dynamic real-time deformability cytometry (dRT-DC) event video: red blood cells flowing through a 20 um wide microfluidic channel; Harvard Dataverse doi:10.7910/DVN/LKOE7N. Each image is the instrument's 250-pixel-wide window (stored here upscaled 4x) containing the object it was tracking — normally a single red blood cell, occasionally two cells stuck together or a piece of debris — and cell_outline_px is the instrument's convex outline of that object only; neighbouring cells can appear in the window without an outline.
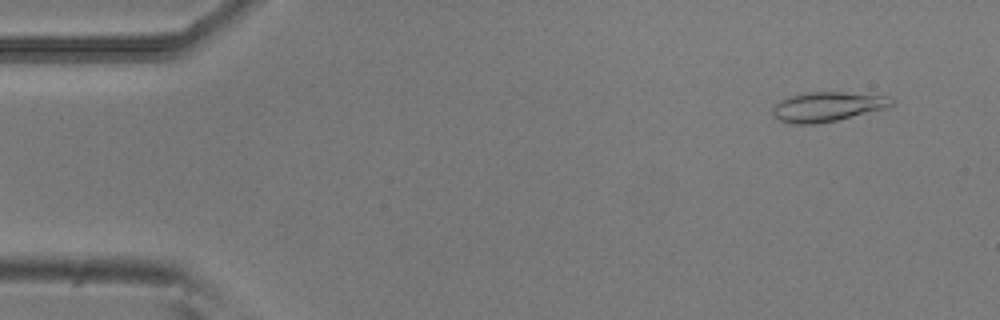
{"species": "common noctule bat (a hibernating species)", "species_latin": "Nyctalus noctula", "temperature_condition": "room temperature", "stored_images_in_passage": 53, "camera_frame_rate_fps": 3000, "um_per_image_px": 0.085, "animal": {"sex": "male", "body_mass_g": 20.5, "forearm_length_mm": 52.5}, "frame": {"image": 1, "passage_image": 4, "time_ms": 1.0, "image_size_px": [1000, 320], "cell_outline_px": [[896, 100], [888, 108], [836, 120], [816, 124], [792, 124], [780, 120], [772, 116], [772, 108], [780, 100], [792, 96], [812, 92], [844, 92], [888, 96]], "centroid_in_image_um": [70.35, 9.07], "position_along_channel_um": 14.7, "area_um2": 20.46}}
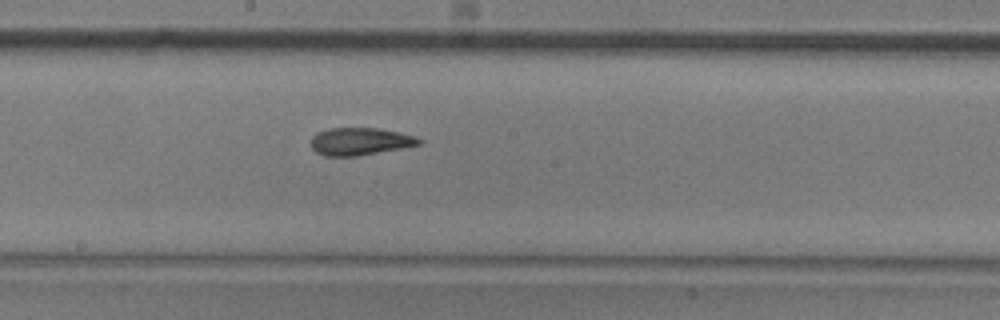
{"frame": {"image": 2, "passage_image": 28, "time_ms": 9.0, "image_size_px": [1000, 320], "cell_outline_px": [[424, 144], [356, 156], [324, 156], [316, 152], [312, 148], [312, 136], [316, 132], [328, 128], [376, 128], [400, 132], [416, 136], [424, 140]], "centroid_in_image_um": [30.64, 12.01], "position_along_channel_um": 217.6, "area_um2": 17.46}}
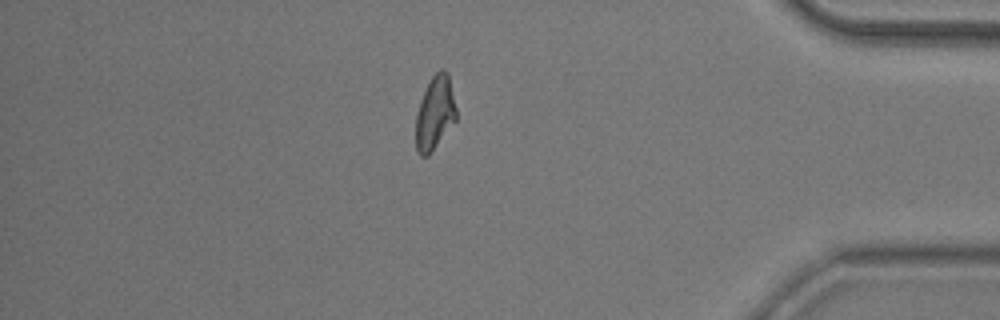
{"frame": {"image": 3, "passage_image": 45, "time_ms": 14.667, "image_size_px": [1000, 320], "cell_outline_px": [[456, 120], [428, 156], [420, 156], [416, 152], [416, 116], [420, 100], [432, 76], [440, 68], [444, 68], [448, 72], [456, 108]], "centroid_in_image_um": [36.96, 9.6], "position_along_channel_um": 398.2, "area_um2": 17.28}, "authors_computed_cell_mechanics": {"area_um2": 17.7446, "velocity_mm_per_s": 3.809, "shape_relaxation_time_tau1_ms": 7.4927, "shape_relaxation_time_tau2_ms": 2.84, "deformation_change_tau1": 0.203, "deformation_change_tau2": 0.0966}}